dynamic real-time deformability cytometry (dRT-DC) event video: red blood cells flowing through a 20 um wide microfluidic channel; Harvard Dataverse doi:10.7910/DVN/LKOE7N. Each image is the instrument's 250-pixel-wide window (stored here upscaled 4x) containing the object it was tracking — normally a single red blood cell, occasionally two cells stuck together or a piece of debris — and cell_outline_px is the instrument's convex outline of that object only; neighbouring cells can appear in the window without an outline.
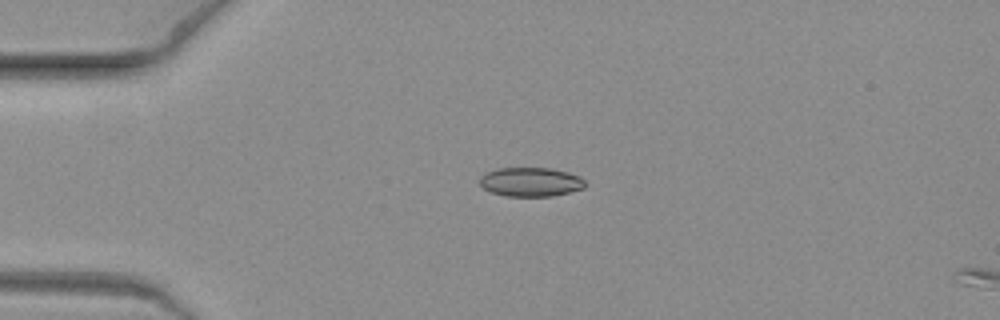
{"species": "common noctule bat (a hibernating species)", "species_latin": "Nyctalus noctula", "temperature_condition": "warm", "stored_images_in_passage": 3, "camera_frame_rate_fps": 3000, "um_per_image_px": 0.085, "animal": {"sex": "female", "body_mass_g": 19.3, "forearm_length_mm": 54.1}, "frame": {"image": 1, "passage_image": 2, "time_ms": 0.333, "image_size_px": [1000, 320], "cell_outline_px": [[584, 188], [552, 196], [504, 196], [492, 192], [484, 188], [480, 184], [480, 176], [484, 172], [496, 168], [548, 168], [568, 172], [580, 176], [584, 180]], "centroid_in_image_um": [45.07, 15.46], "position_along_channel_um": 39.9, "area_um2": 17.86}}